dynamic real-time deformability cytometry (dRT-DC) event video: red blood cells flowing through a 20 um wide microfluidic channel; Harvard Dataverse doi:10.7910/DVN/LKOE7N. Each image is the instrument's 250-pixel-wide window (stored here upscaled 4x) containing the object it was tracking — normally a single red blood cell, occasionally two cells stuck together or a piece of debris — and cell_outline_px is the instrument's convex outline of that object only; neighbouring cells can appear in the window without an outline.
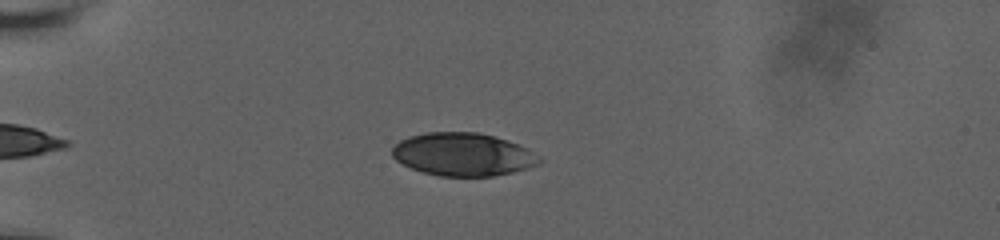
{"species": "human", "species_latin": "Homo sapiens", "temperature_condition": "room temperature", "stored_images_in_passage": 39, "camera_frame_rate_fps": 3000, "um_per_image_px": 0.085, "donor": {"sex": "male"}, "frame": {"image": 1, "passage_image": 4, "time_ms": 1.0, "image_size_px": [1000, 240], "cell_outline_px": [[544, 160], [540, 164], [528, 168], [512, 172], [492, 176], [440, 176], [424, 172], [412, 168], [396, 160], [392, 156], [392, 148], [400, 140], [408, 136], [424, 132], [480, 132], [508, 140], [528, 148], [540, 156]], "centroid_in_image_um": [39.39, 13.11], "position_along_channel_um": 45.6, "area_um2": 37.11}}
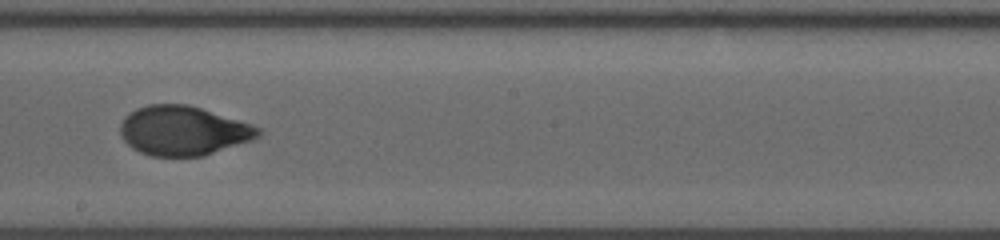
{"frame": {"image": 2, "passage_image": 22, "time_ms": 7.0, "image_size_px": [1000, 240], "cell_outline_px": [[260, 136], [252, 140], [204, 156], [152, 156], [140, 152], [132, 148], [124, 140], [120, 132], [120, 124], [124, 116], [128, 112], [136, 108], [148, 104], [188, 104], [252, 124], [260, 128]], "centroid_in_image_um": [15.55, 11.1], "position_along_channel_um": 232.6, "area_um2": 39.82}}
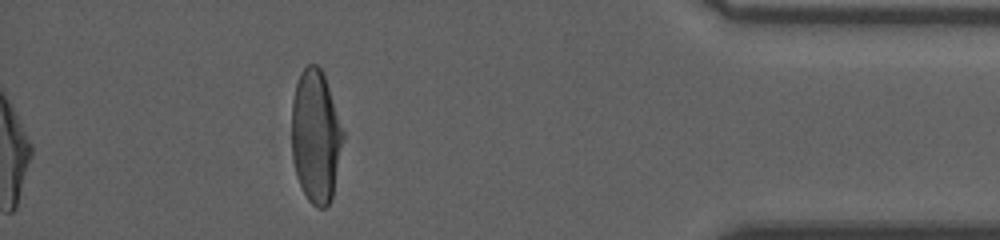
{"frame": {"image": 3, "passage_image": 39, "time_ms": 12.667, "image_size_px": [1000, 240], "cell_outline_px": [[344, 136], [332, 196], [328, 204], [324, 208], [316, 208], [308, 200], [296, 176], [292, 156], [292, 100], [296, 84], [300, 72], [308, 64], [316, 64], [320, 68], [324, 76], [344, 132]], "centroid_in_image_um": [26.82, 11.59], "position_along_channel_um": 408.4, "area_um2": 39.48}, "authors_computed_cell_mechanics": {"area_um2": 39.8242, "velocity_mm_per_s": 3.7785, "shape_relaxation_time_tau1_ms": 5.2161, "shape_relaxation_time_tau2_ms": null, "deformation_change_tau1": 0.2056, "deformation_change_tau2": null}}